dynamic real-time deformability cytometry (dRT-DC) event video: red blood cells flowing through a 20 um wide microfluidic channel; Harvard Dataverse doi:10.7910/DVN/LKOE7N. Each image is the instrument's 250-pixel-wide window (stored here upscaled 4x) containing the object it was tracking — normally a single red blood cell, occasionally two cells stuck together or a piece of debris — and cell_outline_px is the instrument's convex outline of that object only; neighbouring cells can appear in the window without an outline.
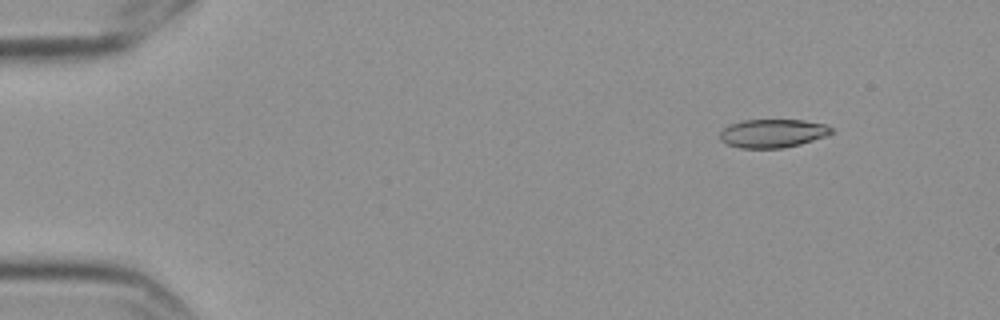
{"species": "Egyptian fruit bat (a non-hibernating species)", "species_latin": "Rousettus aegyptiacus", "temperature_condition": "cold", "stored_images_in_passage": 5, "camera_frame_rate_fps": 3000, "um_per_image_px": 0.085, "frame": {"image": 1, "passage_image": 2, "time_ms": 0.333, "image_size_px": [1000, 320], "cell_outline_px": [[836, 132], [800, 144], [784, 148], [740, 148], [728, 144], [720, 140], [720, 132], [728, 124], [740, 120], [804, 120], [824, 124], [832, 128]], "centroid_in_image_um": [65.66, 11.33], "position_along_channel_um": 19.3, "area_um2": 18.55}}
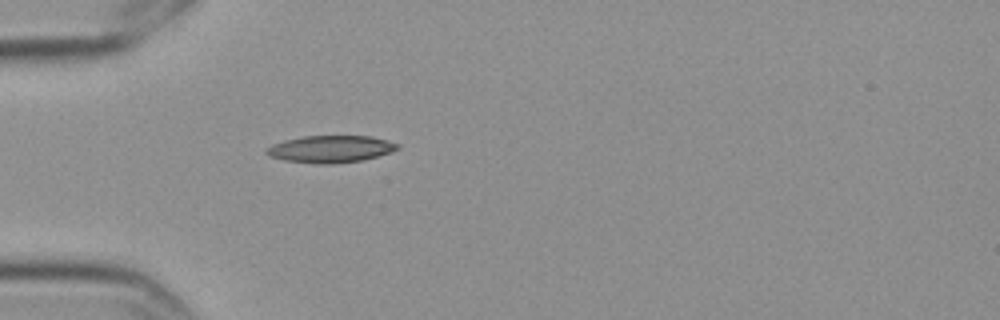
{"frame": {"image": 2, "passage_image": 5, "time_ms": 1.333, "image_size_px": [1000, 320], "cell_outline_px": [[400, 148], [392, 152], [360, 160], [332, 164], [320, 164], [284, 160], [268, 156], [264, 152], [264, 148], [272, 144], [284, 140], [304, 136], [372, 136], [388, 140], [400, 144]], "centroid_in_image_um": [28.08, 12.66], "position_along_channel_um": 56.9, "area_um2": 20.81}}